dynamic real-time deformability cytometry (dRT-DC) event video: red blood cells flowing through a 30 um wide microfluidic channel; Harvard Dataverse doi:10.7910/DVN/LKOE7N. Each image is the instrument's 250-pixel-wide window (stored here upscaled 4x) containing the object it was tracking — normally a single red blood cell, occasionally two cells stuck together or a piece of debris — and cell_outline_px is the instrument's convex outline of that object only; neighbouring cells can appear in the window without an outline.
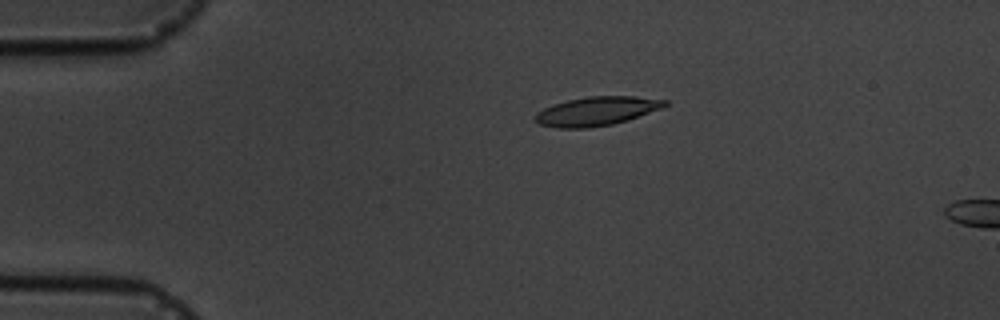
{"species": "common noctule bat (a hibernating species)", "species_latin": "Nyctalus noctula", "temperature_condition": "cold", "stored_images_in_passage": 2, "camera_frame_rate_fps": 3000, "um_per_image_px": 0.085, "animal": {"sex": "male", "body_mass_g": 19.5, "forearm_length_mm": 54.6}, "frame": {"image": 1, "passage_image": 1, "time_ms": 0.0, "image_size_px": [1000, 320], "cell_outline_px": [[668, 104], [664, 108], [628, 120], [612, 124], [588, 128], [556, 128], [540, 124], [532, 116], [536, 112], [552, 104], [568, 100], [588, 96], [636, 96], [668, 100]], "centroid_in_image_um": [50.73, 9.44], "position_along_channel_um": 34.3, "area_um2": 22.08}}